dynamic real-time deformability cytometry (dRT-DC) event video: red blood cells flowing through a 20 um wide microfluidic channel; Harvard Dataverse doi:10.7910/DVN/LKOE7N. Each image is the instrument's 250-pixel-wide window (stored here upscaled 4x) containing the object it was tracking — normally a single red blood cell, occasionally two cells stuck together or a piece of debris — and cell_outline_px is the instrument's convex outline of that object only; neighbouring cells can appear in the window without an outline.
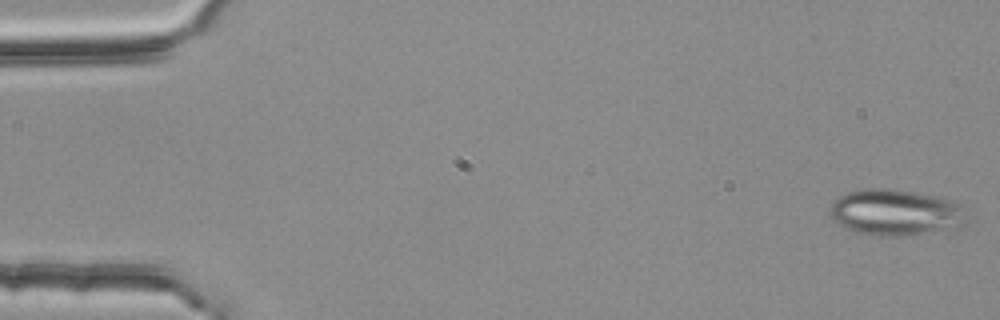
{"species": "common noctule bat (a hibernating species)", "species_latin": "Nyctalus noctula", "temperature_condition": "room temperature", "stored_images_in_passage": 4, "camera_frame_rate_fps": 3000, "um_per_image_px": 0.085, "animal": {"sex": "female", "body_mass_g": 25.1}, "frame": {"image": 1, "passage_image": 1, "time_ms": 0.0, "image_size_px": [1000, 320], "cell_outline_px": [[968, 224], [904, 236], [880, 236], [856, 232], [832, 220], [828, 212], [828, 208], [832, 200], [848, 192], [864, 188], [888, 188], [916, 192], [956, 200], [968, 204]], "centroid_in_image_um": [76.18, 18.03], "position_along_channel_um": 8.8, "area_um2": 37.57}}